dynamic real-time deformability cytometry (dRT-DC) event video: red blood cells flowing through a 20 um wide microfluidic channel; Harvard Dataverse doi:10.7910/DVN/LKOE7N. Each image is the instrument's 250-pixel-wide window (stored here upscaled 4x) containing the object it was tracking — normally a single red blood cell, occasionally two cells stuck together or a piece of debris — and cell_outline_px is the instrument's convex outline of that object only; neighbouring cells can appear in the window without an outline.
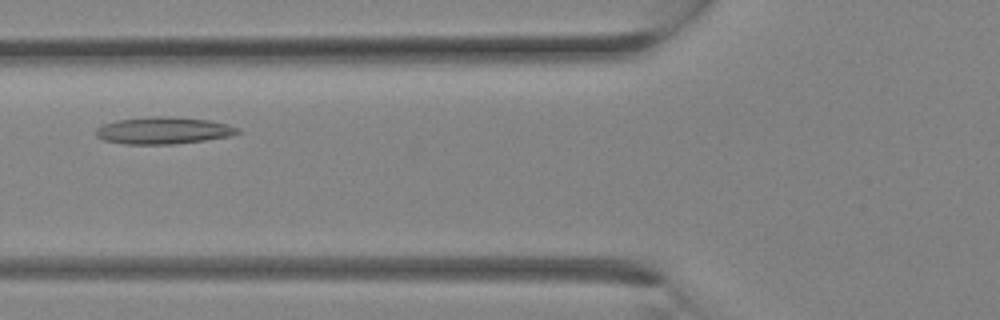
{"species": "Egyptian fruit bat (a non-hibernating species)", "species_latin": "Rousettus aegyptiacus", "temperature_condition": "room temperature", "stored_images_in_passage": 12, "camera_frame_rate_fps": 3000, "um_per_image_px": 0.085, "animal": {"sex": "female"}, "frame": {"image": 1, "passage_image": 7, "time_ms": 2.0, "image_size_px": [1000, 320], "cell_outline_px": [[240, 132], [232, 136], [204, 140], [172, 144], [124, 144], [104, 140], [96, 136], [96, 128], [104, 124], [116, 120], [148, 116], [168, 116], [212, 120], [228, 124], [240, 128]], "centroid_in_image_um": [13.91, 11.08], "position_along_channel_um": 111.9, "area_um2": 22.48}}
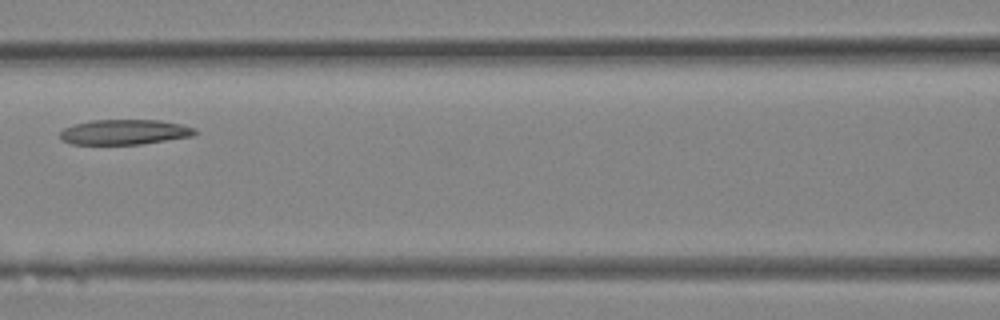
{"frame": {"image": 2, "passage_image": 9, "time_ms": 2.667, "image_size_px": [1000, 320], "cell_outline_px": [[200, 132], [192, 136], [140, 144], [72, 144], [60, 140], [60, 132], [64, 128], [72, 124], [92, 120], [160, 120], [180, 124], [196, 128]], "centroid_in_image_um": [10.57, 11.22], "position_along_channel_um": 156.0, "area_um2": 19.83}}
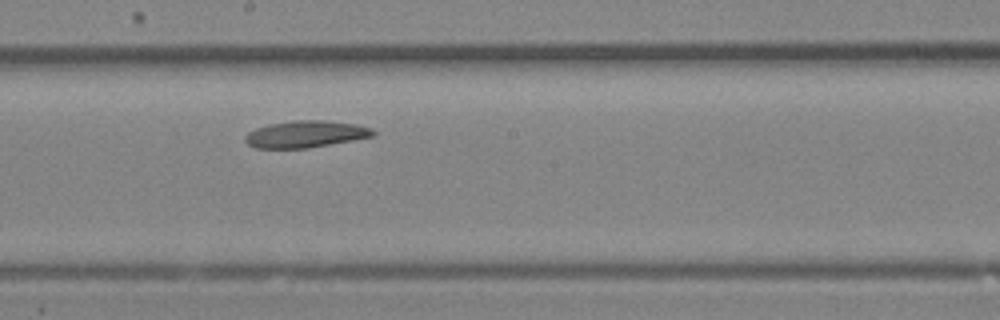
{"frame": {"image": 3, "passage_image": 12, "time_ms": 3.667, "image_size_px": [1000, 320], "cell_outline_px": [[376, 136], [308, 148], [256, 148], [248, 144], [244, 140], [244, 136], [248, 132], [256, 128], [268, 124], [292, 120], [324, 120], [356, 124], [372, 128], [376, 132]], "centroid_in_image_um": [25.99, 11.4], "position_along_channel_um": 222.2, "area_um2": 20.17}}